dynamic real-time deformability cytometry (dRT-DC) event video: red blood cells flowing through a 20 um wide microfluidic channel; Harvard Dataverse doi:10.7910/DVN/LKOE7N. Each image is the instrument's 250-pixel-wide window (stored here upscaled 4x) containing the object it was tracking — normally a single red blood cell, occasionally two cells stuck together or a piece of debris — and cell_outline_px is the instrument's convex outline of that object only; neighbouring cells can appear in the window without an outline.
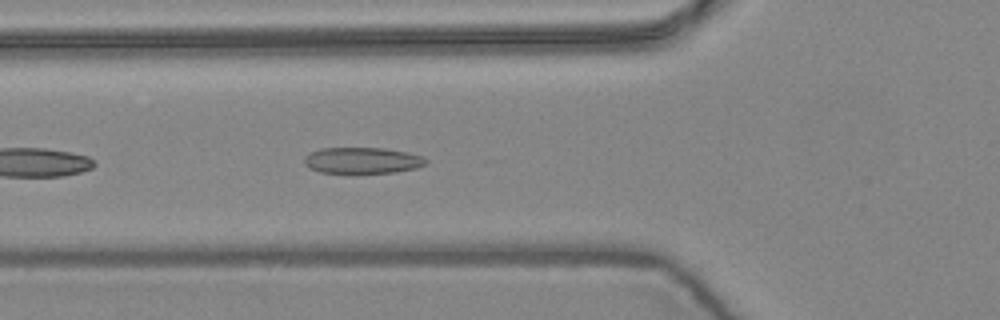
{"species": "common noctule bat (a hibernating species)", "species_latin": "Nyctalus noctula", "temperature_condition": "warm", "stored_images_in_passage": 5, "camera_frame_rate_fps": 3000, "um_per_image_px": 0.085, "animal": {"sex": "female", "body_mass_g": 24.6, "forearm_length_mm": 56.2}, "frame": {"image": 1, "passage_image": 5, "time_ms": 1.333, "image_size_px": [1000, 320], "cell_outline_px": [[428, 164], [416, 168], [396, 172], [320, 172], [308, 168], [304, 164], [304, 156], [320, 148], [384, 148], [408, 152], [424, 156], [428, 160]], "centroid_in_image_um": [30.83, 13.62], "position_along_channel_um": 95.0, "area_um2": 18.55}}